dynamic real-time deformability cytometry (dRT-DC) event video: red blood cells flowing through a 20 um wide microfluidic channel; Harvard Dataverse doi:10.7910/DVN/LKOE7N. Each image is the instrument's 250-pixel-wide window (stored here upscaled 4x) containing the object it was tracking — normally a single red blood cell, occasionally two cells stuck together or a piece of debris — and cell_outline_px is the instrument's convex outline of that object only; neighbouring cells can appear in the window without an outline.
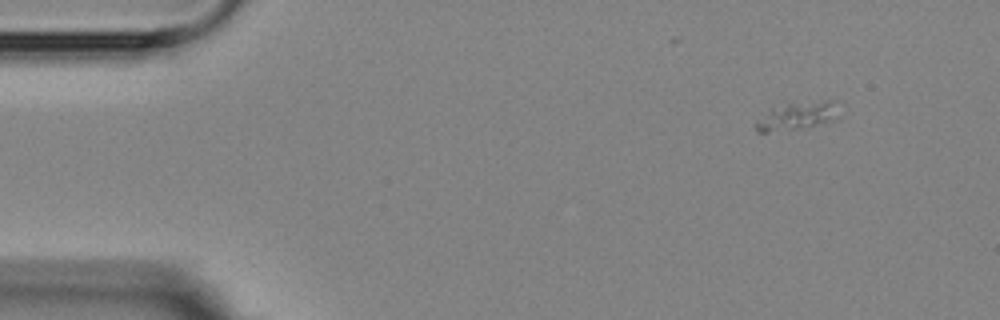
{"species": "Egyptian fruit bat (a non-hibernating species)", "species_latin": "Rousettus aegyptiacus", "temperature_condition": "room temperature", "stored_images_in_passage": 5, "camera_frame_rate_fps": 3000, "um_per_image_px": 0.085, "animal": {"sex": "female"}, "frame": {"image": 1, "passage_image": 1, "time_ms": 0.0, "image_size_px": [1000, 320], "cell_outline_px": [[840, 120], [796, 128], [764, 132], [756, 132], [756, 120], [772, 108], [788, 104], [828, 100]], "centroid_in_image_um": [67.7, 9.88], "position_along_channel_um": 17.3, "area_um2": 12.66}}
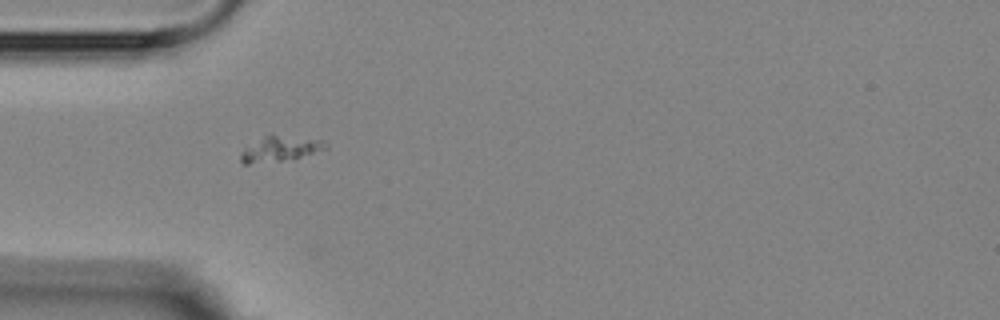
{"frame": {"image": 2, "passage_image": 4, "time_ms": 3.333, "image_size_px": [1000, 320], "cell_outline_px": [[328, 148], [292, 160], [248, 164], [244, 164], [240, 160], [240, 156], [244, 148], [268, 132], [272, 132], [324, 140], [328, 144]], "centroid_in_image_um": [23.83, 12.61], "position_along_channel_um": 61.2, "area_um2": 13.29}}
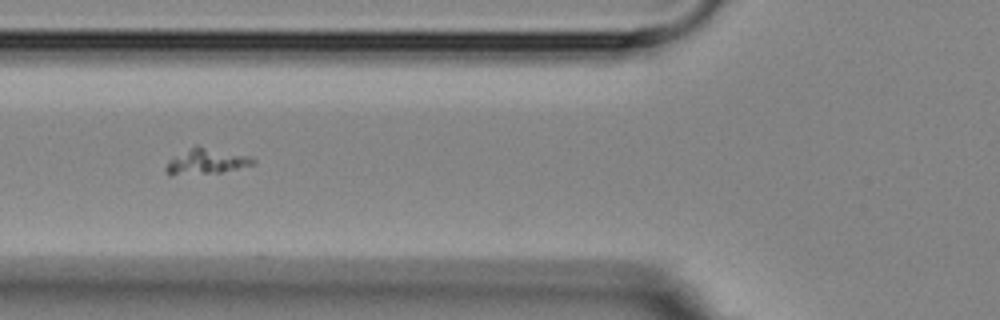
{"frame": {"image": 3, "passage_image": 5, "time_ms": 4.667, "image_size_px": [1000, 320], "cell_outline_px": [[256, 164], [220, 172], [172, 176], [168, 176], [164, 168], [168, 160], [196, 144], [252, 156], [256, 160]], "centroid_in_image_um": [17.52, 13.71], "position_along_channel_um": 108.3, "area_um2": 13.35}}